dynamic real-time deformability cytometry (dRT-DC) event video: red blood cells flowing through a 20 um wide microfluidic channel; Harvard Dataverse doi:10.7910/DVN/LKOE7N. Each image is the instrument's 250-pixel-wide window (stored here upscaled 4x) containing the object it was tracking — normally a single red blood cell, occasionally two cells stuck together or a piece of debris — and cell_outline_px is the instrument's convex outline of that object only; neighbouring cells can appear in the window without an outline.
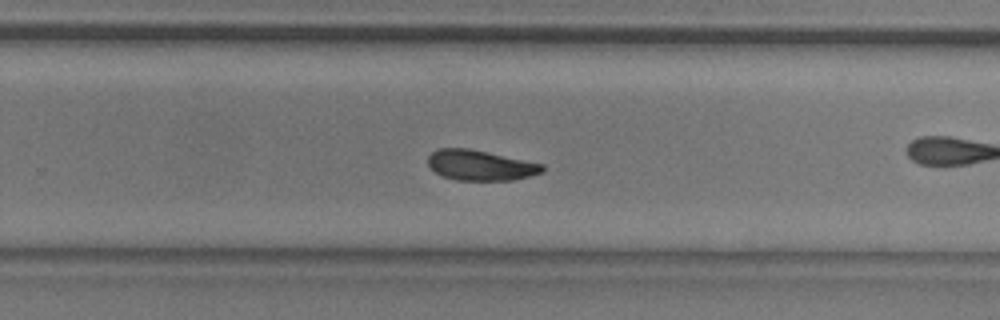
{"species": "common noctule bat (a hibernating species)", "species_latin": "Nyctalus noctula", "temperature_condition": "room temperature", "stored_images_in_passage": 28, "camera_frame_rate_fps": 3000, "um_per_image_px": 0.085, "animal": {"sex": "male", "body_mass_g": 20.5, "forearm_length_mm": 52.5}, "frame": {"image": 1, "passage_image": 22, "time_ms": 7.0, "image_size_px": [1000, 320], "cell_outline_px": [[544, 172], [512, 180], [456, 180], [444, 176], [436, 172], [428, 164], [428, 156], [436, 148], [468, 148], [544, 164]], "centroid_in_image_um": [40.83, 14.04], "position_along_channel_um": 289.0, "area_um2": 20.06}}
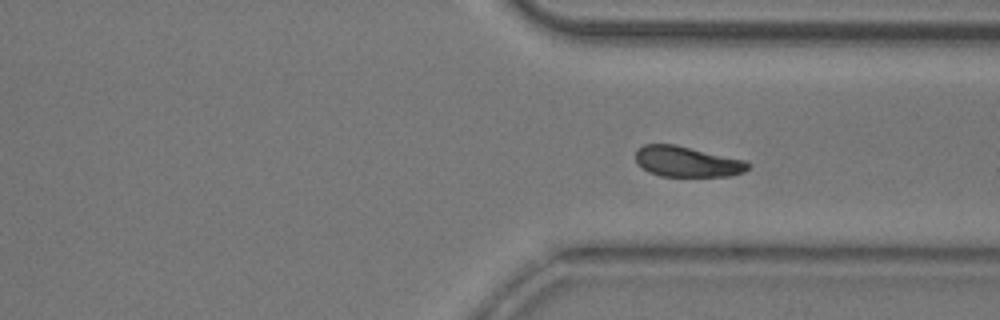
{"frame": {"image": 2, "passage_image": 27, "time_ms": 8.667, "image_size_px": [1000, 320], "cell_outline_px": [[752, 164], [744, 172], [728, 176], [660, 176], [648, 172], [636, 164], [636, 148], [644, 144], [676, 144], [744, 160]], "centroid_in_image_um": [58.36, 13.73], "position_along_channel_um": 353.0, "area_um2": 20.17}}